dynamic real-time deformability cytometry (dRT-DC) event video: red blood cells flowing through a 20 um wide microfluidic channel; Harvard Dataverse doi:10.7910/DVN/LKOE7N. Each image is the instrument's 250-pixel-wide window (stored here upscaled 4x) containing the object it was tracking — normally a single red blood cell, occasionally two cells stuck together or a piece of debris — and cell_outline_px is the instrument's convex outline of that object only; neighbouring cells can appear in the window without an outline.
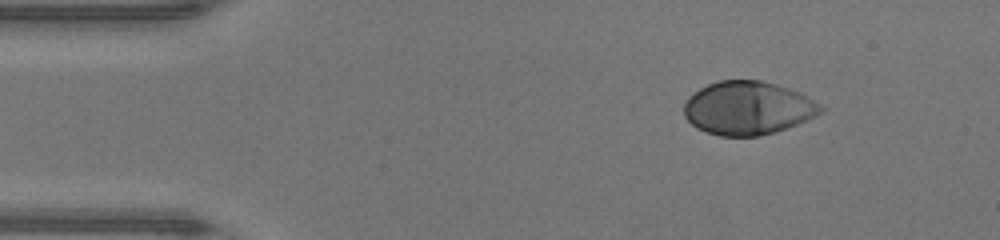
{"species": "human", "species_latin": "Homo sapiens", "temperature_condition": "warm", "stored_images_in_passage": 35, "camera_frame_rate_fps": 3000, "um_per_image_px": 0.085, "donor": {"sex": "male"}, "frame": {"image": 1, "passage_image": 1, "time_ms": 0.0, "image_size_px": [1000, 240], "cell_outline_px": [[824, 108], [816, 116], [808, 120], [760, 136], [720, 136], [696, 128], [684, 116], [684, 104], [688, 96], [700, 88], [708, 84], [720, 80], [760, 80], [776, 84], [800, 92], [820, 104]], "centroid_in_image_um": [63.55, 9.18], "position_along_channel_um": 21.5, "area_um2": 42.43}}
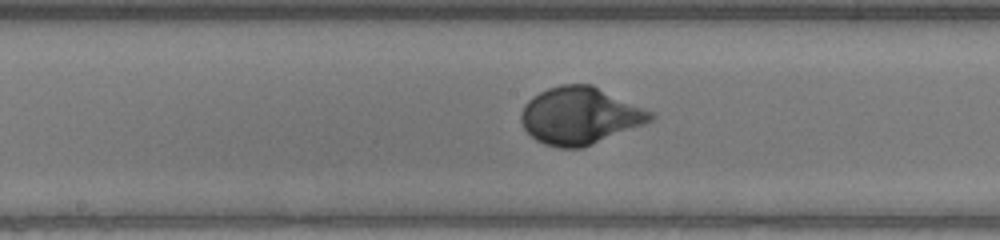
{"frame": {"image": 2, "passage_image": 19, "time_ms": 6.0, "image_size_px": [1000, 240], "cell_outline_px": [[656, 116], [652, 120], [644, 124], [580, 148], [560, 148], [544, 144], [536, 140], [524, 128], [520, 120], [520, 112], [524, 104], [532, 96], [548, 88], [560, 84], [592, 84], [652, 112]], "centroid_in_image_um": [49.25, 9.82], "position_along_channel_um": 198.9, "area_um2": 42.83}}
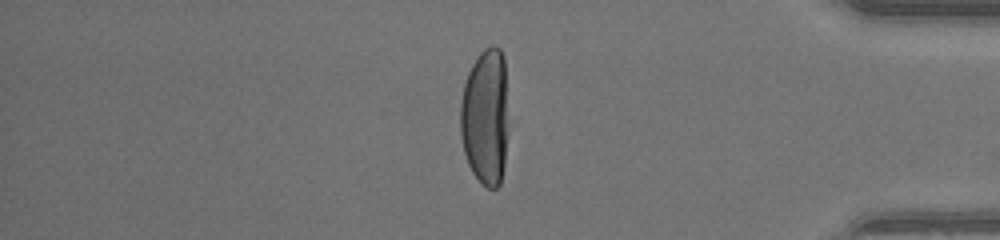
{"frame": {"image": 3, "passage_image": 35, "time_ms": 11.333, "image_size_px": [1000, 240], "cell_outline_px": [[504, 164], [500, 184], [496, 188], [488, 188], [472, 172], [468, 164], [464, 152], [460, 136], [460, 104], [464, 84], [468, 72], [472, 64], [480, 52], [484, 48], [492, 44], [500, 48], [504, 56]], "centroid_in_image_um": [41.18, 9.9], "position_along_channel_um": 394.0, "area_um2": 37.11}, "authors_computed_cell_mechanics": {"area_um2": 42.0784, "velocity_mm_per_s": 4.2531, "shape_relaxation_time_tau1_ms": 2.6205, "shape_relaxation_time_tau2_ms": null, "deformation_change_tau1": 0.2183, "deformation_change_tau2": null}}